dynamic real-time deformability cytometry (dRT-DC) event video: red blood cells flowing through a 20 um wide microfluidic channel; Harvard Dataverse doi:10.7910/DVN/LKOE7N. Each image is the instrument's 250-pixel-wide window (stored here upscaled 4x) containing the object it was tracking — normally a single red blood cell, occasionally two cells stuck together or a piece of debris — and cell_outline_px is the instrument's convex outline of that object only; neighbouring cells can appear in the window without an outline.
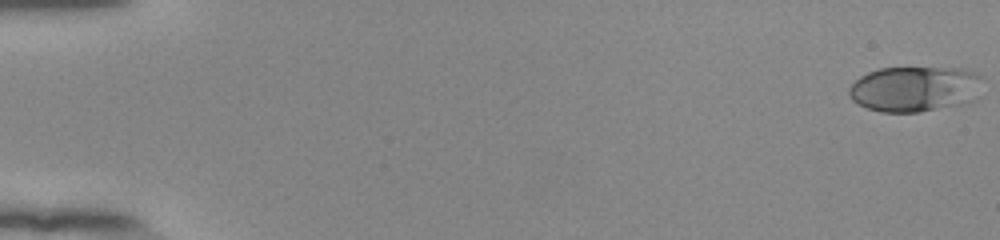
{"species": "human", "species_latin": "Homo sapiens", "temperature_condition": "room temperature", "stored_images_in_passage": 54, "camera_frame_rate_fps": 3000, "um_per_image_px": 0.085, "donor": {"sex": "female"}, "frame": {"image": 1, "passage_image": 1, "time_ms": 0.0, "image_size_px": [1000, 240], "cell_outline_px": [[980, 76], [960, 100], [956, 104], [920, 112], [880, 112], [868, 108], [852, 100], [848, 96], [848, 88], [860, 76], [868, 72], [880, 68], [960, 68], [976, 72]], "centroid_in_image_um": [77.47, 7.53], "position_along_channel_um": 7.5, "area_um2": 33.52}}
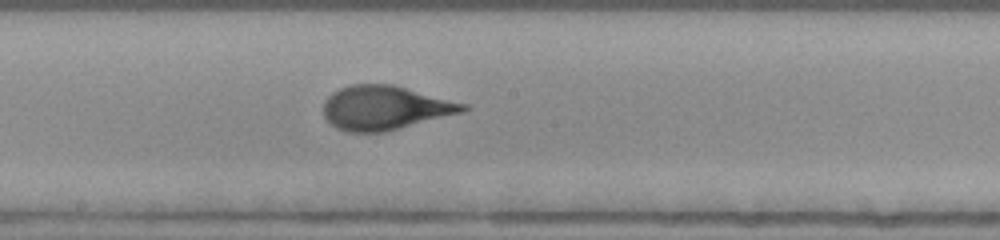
{"frame": {"image": 2, "passage_image": 31, "time_ms": 10.0, "image_size_px": [1000, 240], "cell_outline_px": [[472, 108], [464, 112], [384, 132], [348, 132], [336, 128], [324, 116], [324, 104], [328, 96], [332, 92], [340, 88], [352, 84], [392, 84], [468, 104]], "centroid_in_image_um": [32.75, 9.16], "position_along_channel_um": 215.4, "area_um2": 35.84}}
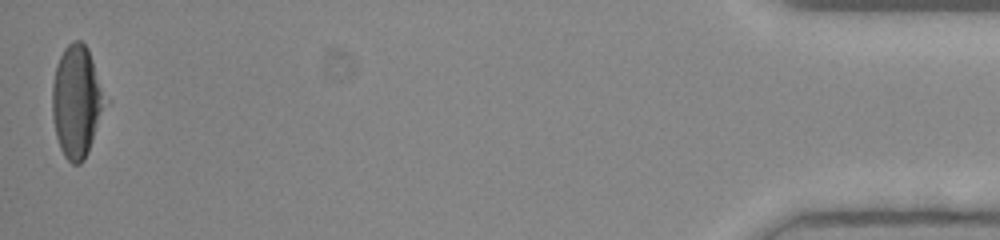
{"frame": {"image": 3, "passage_image": 54, "time_ms": 17.667, "image_size_px": [1000, 240], "cell_outline_px": [[100, 108], [92, 140], [88, 152], [84, 160], [80, 164], [72, 164], [64, 156], [60, 148], [56, 136], [52, 116], [52, 84], [56, 64], [64, 48], [72, 40], [80, 40], [88, 48], [92, 60], [100, 92]], "centroid_in_image_um": [6.39, 8.62], "position_along_channel_um": 428.8, "area_um2": 32.71}, "authors_computed_cell_mechanics": {"area_um2": 35.1713, "velocity_mm_per_s": 3.8911, "shape_relaxation_time_tau1_ms": 4.5858, "shape_relaxation_time_tau2_ms": null, "deformation_change_tau1": 0.1989, "deformation_change_tau2": null}}